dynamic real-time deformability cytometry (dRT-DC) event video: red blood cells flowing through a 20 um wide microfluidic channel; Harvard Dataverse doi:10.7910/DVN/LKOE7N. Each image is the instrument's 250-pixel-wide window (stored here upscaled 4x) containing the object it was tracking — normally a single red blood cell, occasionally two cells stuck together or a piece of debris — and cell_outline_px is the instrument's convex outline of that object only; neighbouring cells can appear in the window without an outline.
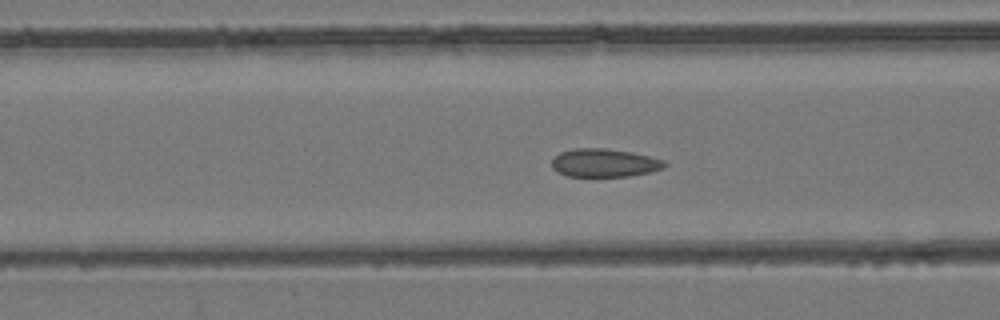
{"species": "common noctule bat (a hibernating species)", "species_latin": "Nyctalus noctula", "temperature_condition": "room temperature", "stored_images_in_passage": 55, "camera_frame_rate_fps": 3000, "um_per_image_px": 0.085, "animal": {"sex": "female", "body_mass_g": 24.6, "forearm_length_mm": 56.2}, "frame": {"image": 1, "passage_image": 22, "time_ms": 7.0, "image_size_px": [1000, 320], "cell_outline_px": [[668, 164], [664, 168], [648, 172], [628, 176], [568, 176], [552, 168], [552, 160], [560, 152], [572, 148], [604, 148], [632, 152], [664, 160]], "centroid_in_image_um": [51.37, 13.83], "position_along_channel_um": 115.2, "area_um2": 18.44}}
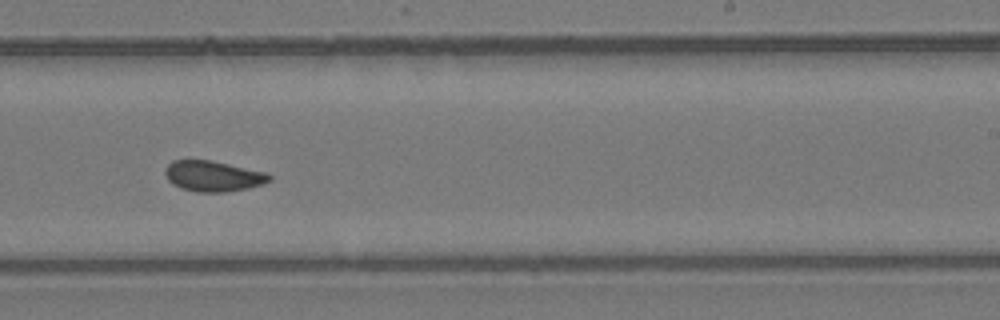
{"frame": {"image": 2, "passage_image": 34, "time_ms": 11.0, "image_size_px": [1000, 320], "cell_outline_px": [[272, 180], [264, 184], [248, 188], [228, 192], [196, 192], [180, 188], [172, 184], [168, 180], [164, 172], [164, 168], [172, 160], [212, 160], [268, 172], [272, 176]], "centroid_in_image_um": [18.14, 14.97], "position_along_channel_um": 270.9, "area_um2": 19.02}}
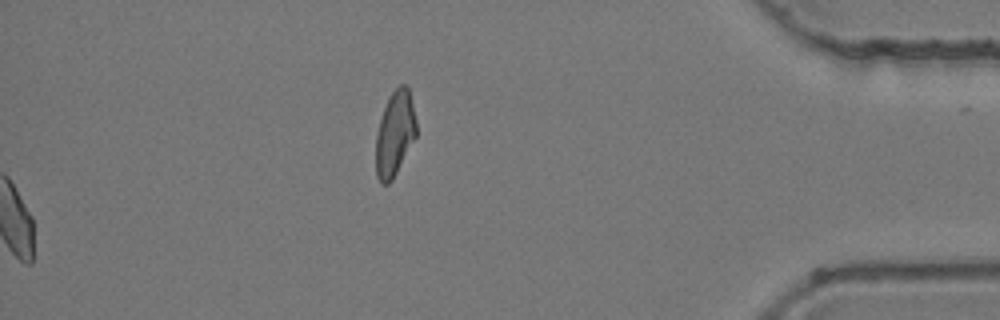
{"frame": {"image": 3, "passage_image": 55, "time_ms": 18.0, "image_size_px": [1000, 320], "cell_outline_px": [[416, 136], [392, 180], [388, 184], [380, 184], [376, 176], [376, 136], [380, 120], [384, 108], [392, 92], [400, 84], [404, 84], [408, 88], [416, 120]], "centroid_in_image_um": [33.55, 11.39], "position_along_channel_um": 401.7, "area_um2": 19.71}, "authors_computed_cell_mechanics": {"area_um2": 19.074, "velocity_mm_per_s": 3.9081, "shape_relaxation_time_tau1_ms": null, "shape_relaxation_time_tau2_ms": 1.1559, "deformation_change_tau1": null, "deformation_change_tau2": 0.061}}